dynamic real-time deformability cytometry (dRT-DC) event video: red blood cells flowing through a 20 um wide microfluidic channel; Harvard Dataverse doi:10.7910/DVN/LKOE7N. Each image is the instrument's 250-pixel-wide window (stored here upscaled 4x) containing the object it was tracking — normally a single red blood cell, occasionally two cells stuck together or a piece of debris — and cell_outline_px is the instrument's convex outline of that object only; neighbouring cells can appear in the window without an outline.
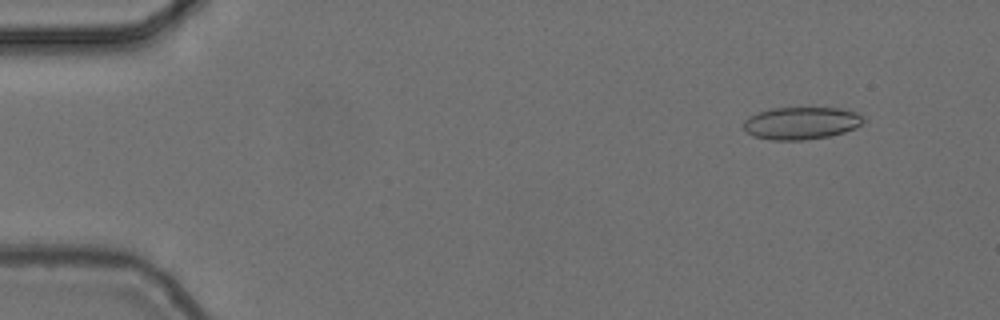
{"species": "common noctule bat (a hibernating species)", "species_latin": "Nyctalus noctula", "temperature_condition": "cold", "stored_images_in_passage": 52, "camera_frame_rate_fps": 3000, "um_per_image_px": 0.085, "animal": {"sex": "female", "body_mass_g": 24.6, "forearm_length_mm": 56.2}, "frame": {"image": 1, "passage_image": 2, "time_ms": 0.333, "image_size_px": [1000, 320], "cell_outline_px": [[864, 120], [856, 128], [844, 132], [828, 136], [804, 140], [772, 140], [752, 136], [744, 128], [744, 120], [748, 116], [756, 112], [772, 108], [840, 108], [856, 112], [864, 116]], "centroid_in_image_um": [68.09, 10.46], "position_along_channel_um": 16.9, "area_um2": 22.72}}
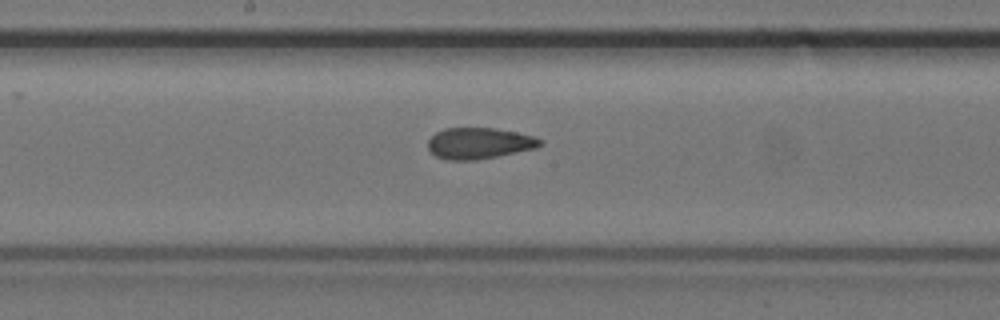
{"frame": {"image": 2, "passage_image": 26, "time_ms": 8.333, "image_size_px": [1000, 320], "cell_outline_px": [[544, 144], [536, 148], [476, 160], [448, 160], [436, 156], [428, 148], [428, 140], [436, 132], [444, 128], [496, 128], [516, 132], [532, 136], [544, 140]], "centroid_in_image_um": [40.74, 12.17], "position_along_channel_um": 207.5, "area_um2": 20.35}}
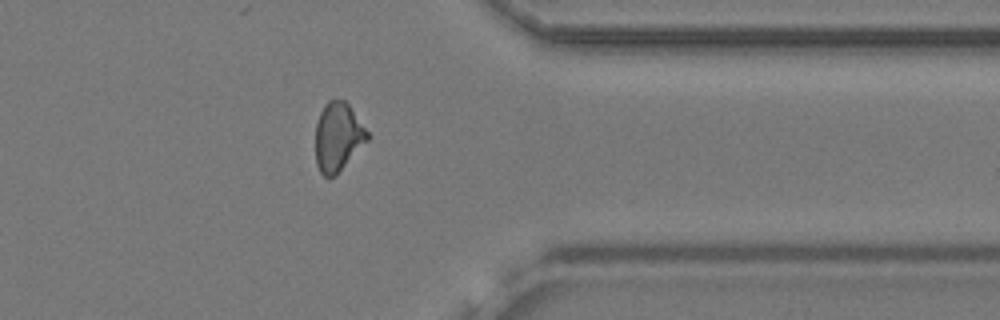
{"frame": {"image": 3, "passage_image": 41, "time_ms": 13.333, "image_size_px": [1000, 320], "cell_outline_px": [[372, 136], [336, 176], [324, 176], [320, 172], [316, 164], [316, 124], [320, 112], [324, 104], [328, 100], [344, 100], [348, 104]], "centroid_in_image_um": [28.74, 11.64], "position_along_channel_um": 382.7, "area_um2": 20.92}, "authors_computed_cell_mechanics": {"area_um2": 20.9525, "velocity_mm_per_s": 3.7131, "shape_relaxation_time_tau1_ms": null, "shape_relaxation_time_tau2_ms": 2.097, "deformation_change_tau1": null, "deformation_change_tau2": 0.0827}}